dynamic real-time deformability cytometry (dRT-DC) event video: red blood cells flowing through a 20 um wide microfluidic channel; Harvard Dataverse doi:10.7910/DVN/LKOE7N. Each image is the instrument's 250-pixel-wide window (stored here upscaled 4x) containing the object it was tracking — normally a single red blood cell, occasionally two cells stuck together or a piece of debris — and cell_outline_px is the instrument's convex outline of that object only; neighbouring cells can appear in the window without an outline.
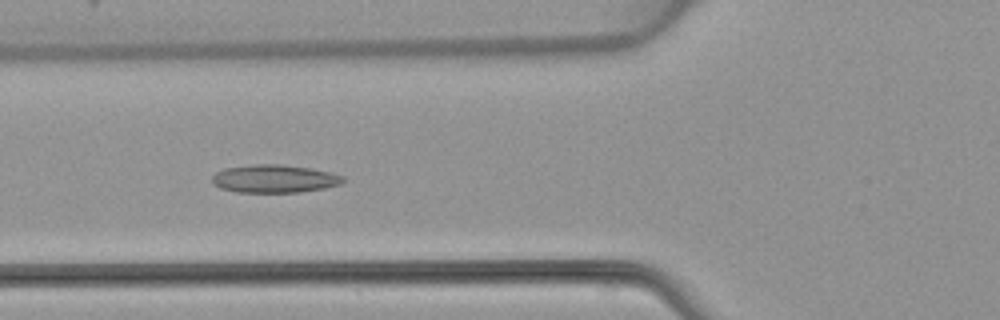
{"species": "common noctule bat (a hibernating species)", "species_latin": "Nyctalus noctula", "temperature_condition": "warm", "stored_images_in_passage": 7, "camera_frame_rate_fps": 3000, "um_per_image_px": 0.085, "animal": {"sex": "female", "body_mass_g": 22.7, "forearm_length_mm": 54.2}, "frame": {"image": 1, "passage_image": 5, "time_ms": 5.667, "image_size_px": [1000, 320], "cell_outline_px": [[344, 180], [340, 184], [324, 188], [300, 192], [236, 192], [220, 188], [212, 184], [212, 176], [216, 172], [224, 168], [252, 164], [280, 164], [308, 168], [332, 172], [344, 176]], "centroid_in_image_um": [23.29, 15.19], "position_along_channel_um": 102.5, "area_um2": 21.44}}
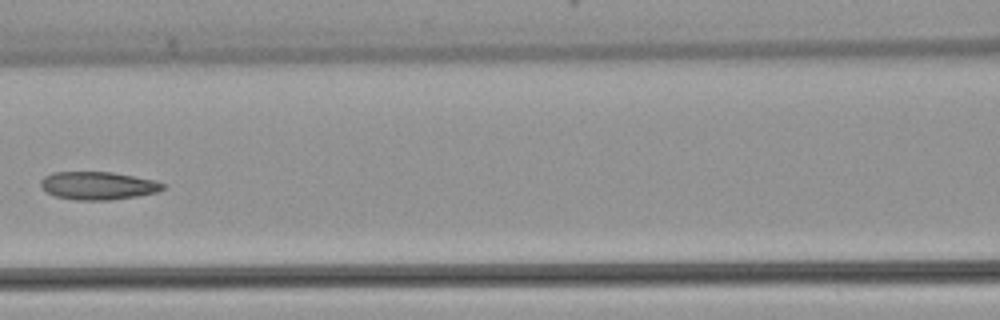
{"frame": {"image": 2, "passage_image": 6, "time_ms": 7.0, "image_size_px": [1000, 320], "cell_outline_px": [[168, 184], [164, 188], [156, 192], [136, 196], [112, 200], [76, 200], [56, 196], [48, 192], [40, 184], [40, 180], [44, 176], [52, 172], [112, 172], [156, 180]], "centroid_in_image_um": [8.36, 15.77], "position_along_channel_um": 158.2, "area_um2": 19.94}}
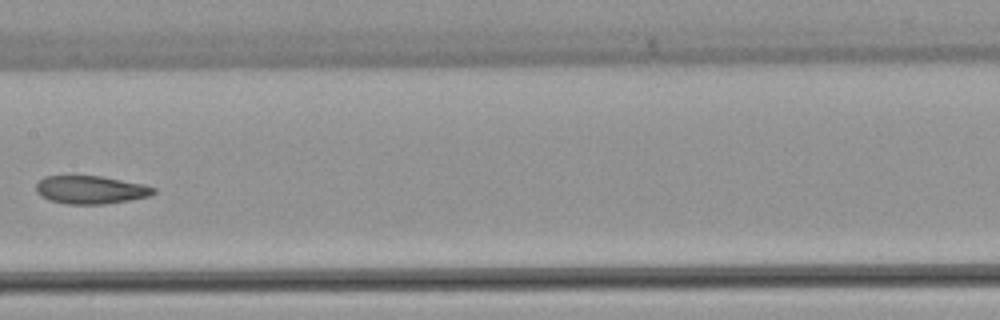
{"frame": {"image": 3, "passage_image": 7, "time_ms": 8.0, "image_size_px": [1000, 320], "cell_outline_px": [[156, 192], [148, 196], [128, 200], [104, 204], [68, 204], [48, 200], [40, 196], [36, 192], [36, 184], [44, 176], [100, 176], [144, 184], [156, 188]], "centroid_in_image_um": [7.68, 16.13], "position_along_channel_um": 199.7, "area_um2": 19.19}}